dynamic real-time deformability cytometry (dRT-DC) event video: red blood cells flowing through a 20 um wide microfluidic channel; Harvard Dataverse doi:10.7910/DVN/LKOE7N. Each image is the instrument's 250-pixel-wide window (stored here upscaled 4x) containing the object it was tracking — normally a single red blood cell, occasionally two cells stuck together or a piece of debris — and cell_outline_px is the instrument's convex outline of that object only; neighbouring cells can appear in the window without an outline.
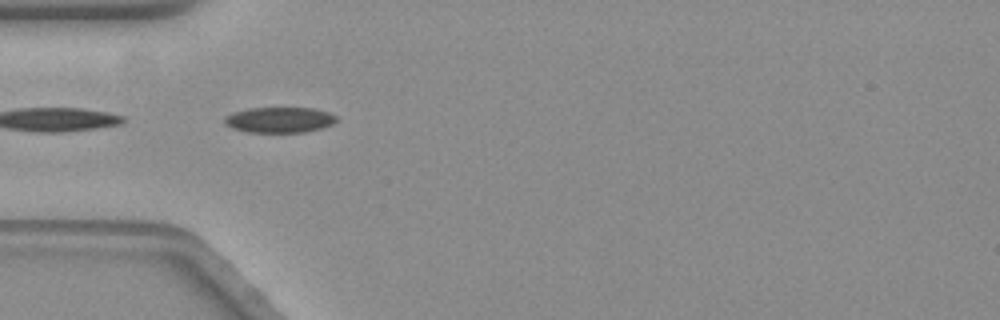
{"species": "common noctule bat (a hibernating species)", "species_latin": "Nyctalus noctula", "temperature_condition": "warm", "stored_images_in_passage": 7, "camera_frame_rate_fps": 3000, "um_per_image_px": 0.085, "animal": {"sex": "female", "body_mass_g": 19.3, "forearm_length_mm": 54.1}, "frame": {"image": 1, "passage_image": 1, "time_ms": 0.0, "image_size_px": [1000, 320], "cell_outline_px": [[336, 120], [332, 124], [320, 128], [304, 132], [248, 132], [232, 128], [224, 124], [224, 116], [232, 112], [248, 108], [312, 108], [328, 112], [336, 116]], "centroid_in_image_um": [23.7, 10.18], "position_along_channel_um": 61.3, "area_um2": 16.65}}